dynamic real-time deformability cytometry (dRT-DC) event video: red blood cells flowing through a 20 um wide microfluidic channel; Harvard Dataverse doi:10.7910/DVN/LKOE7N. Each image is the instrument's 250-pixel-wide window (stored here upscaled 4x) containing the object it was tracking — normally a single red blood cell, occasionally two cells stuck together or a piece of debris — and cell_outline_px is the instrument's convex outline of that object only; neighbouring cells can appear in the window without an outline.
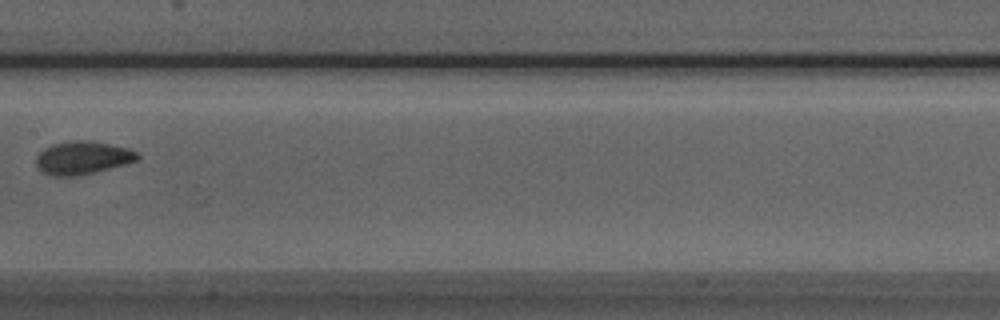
{"species": "Egyptian fruit bat (a non-hibernating species)", "species_latin": "Rousettus aegyptiacus", "temperature_condition": "room temperature", "stored_images_in_passage": 4, "camera_frame_rate_fps": 3000, "um_per_image_px": 0.085, "animal": {"sex": "male"}, "frame": {"image": 1, "passage_image": 4, "time_ms": 1.0, "image_size_px": [1000, 320], "cell_outline_px": [[140, 160], [96, 172], [76, 176], [52, 176], [40, 172], [36, 168], [36, 156], [44, 148], [52, 144], [80, 140], [108, 144], [128, 148], [140, 152]], "centroid_in_image_um": [7.02, 13.44], "position_along_channel_um": 200.4, "area_um2": 19.65}}